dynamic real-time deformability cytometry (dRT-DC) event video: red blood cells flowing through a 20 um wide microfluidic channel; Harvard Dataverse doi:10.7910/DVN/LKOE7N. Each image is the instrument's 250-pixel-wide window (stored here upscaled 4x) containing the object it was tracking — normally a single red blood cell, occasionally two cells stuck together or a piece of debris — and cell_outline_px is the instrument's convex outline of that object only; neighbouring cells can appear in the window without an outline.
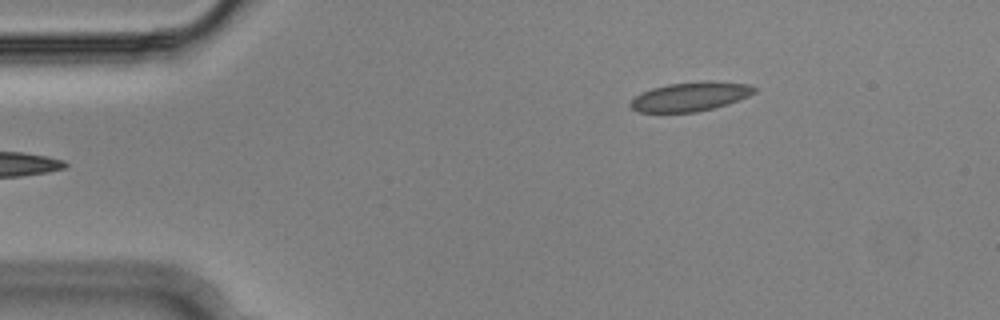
{"species": "Egyptian fruit bat (a non-hibernating species)", "species_latin": "Rousettus aegyptiacus", "temperature_condition": "cold", "stored_images_in_passage": 47, "camera_frame_rate_fps": 3000, "um_per_image_px": 0.085, "animal": {"sex": "male"}, "frame": {"image": 1, "passage_image": 1, "time_ms": 0.0, "image_size_px": [1000, 320], "cell_outline_px": [[756, 92], [748, 96], [728, 104], [696, 112], [640, 112], [632, 108], [628, 104], [636, 96], [652, 88], [668, 84], [704, 80], [712, 80], [748, 84], [756, 88]], "centroid_in_image_um": [58.71, 8.19], "position_along_channel_um": 26.3, "area_um2": 20.98}}
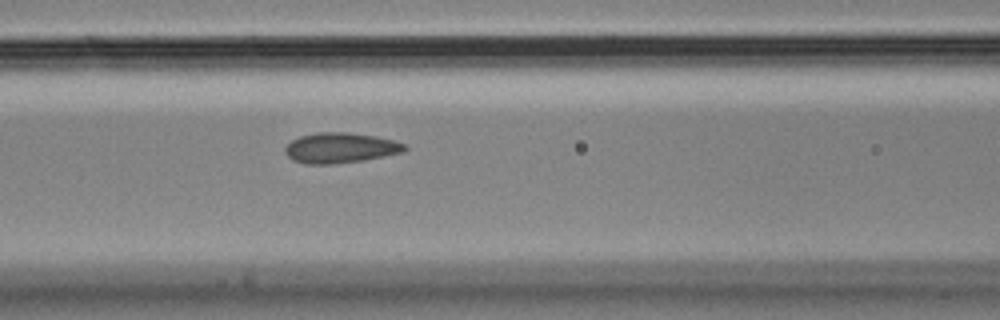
{"frame": {"image": 2, "passage_image": 15, "time_ms": 4.667, "image_size_px": [1000, 320], "cell_outline_px": [[408, 148], [404, 152], [364, 160], [332, 164], [304, 164], [292, 160], [284, 152], [284, 148], [292, 140], [300, 136], [320, 132], [344, 132], [376, 136], [392, 140], [404, 144]], "centroid_in_image_um": [28.91, 12.58], "position_along_channel_um": 137.7, "area_um2": 21.1}}
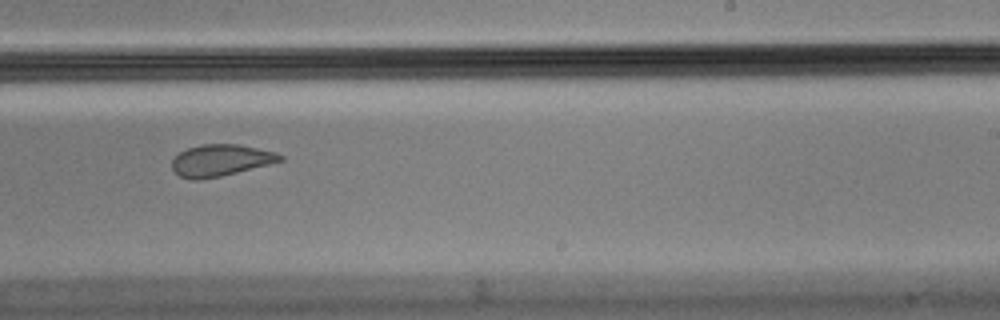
{"frame": {"image": 3, "passage_image": 26, "time_ms": 8.333, "image_size_px": [1000, 320], "cell_outline_px": [[284, 160], [220, 176], [200, 180], [192, 180], [180, 176], [172, 168], [172, 160], [180, 152], [188, 148], [200, 144], [240, 144], [276, 152], [284, 156]], "centroid_in_image_um": [18.75, 13.62], "position_along_channel_um": 270.2, "area_um2": 19.83}, "authors_computed_cell_mechanics": {"area_um2": 20.9814, "velocity_mm_per_s": 3.6225, "shape_relaxation_time_tau1_ms": null, "shape_relaxation_time_tau2_ms": 1.986, "deformation_change_tau1": null, "deformation_change_tau2": 0.0487}}